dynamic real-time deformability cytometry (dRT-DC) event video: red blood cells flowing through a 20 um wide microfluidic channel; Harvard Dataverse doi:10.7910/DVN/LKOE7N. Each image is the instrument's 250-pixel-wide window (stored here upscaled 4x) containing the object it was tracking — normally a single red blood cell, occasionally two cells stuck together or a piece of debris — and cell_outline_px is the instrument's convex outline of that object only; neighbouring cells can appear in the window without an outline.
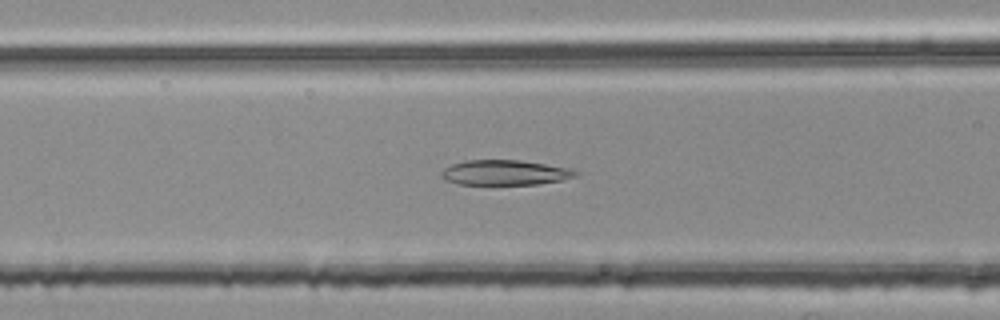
{"species": "common noctule bat (a hibernating species)", "species_latin": "Nyctalus noctula", "temperature_condition": "room temperature", "stored_images_in_passage": 41, "camera_frame_rate_fps": 3000, "um_per_image_px": 0.085, "animal": {"sex": "female", "body_mass_g": 25.1}, "frame": {"image": 1, "passage_image": 9, "time_ms": 2.667, "image_size_px": [1000, 320], "cell_outline_px": [[576, 176], [564, 180], [540, 184], [456, 184], [444, 180], [440, 176], [440, 172], [444, 168], [452, 164], [464, 160], [520, 160], [568, 168], [576, 172]], "centroid_in_image_um": [42.85, 14.67], "position_along_channel_um": 123.8, "area_um2": 19.59}}
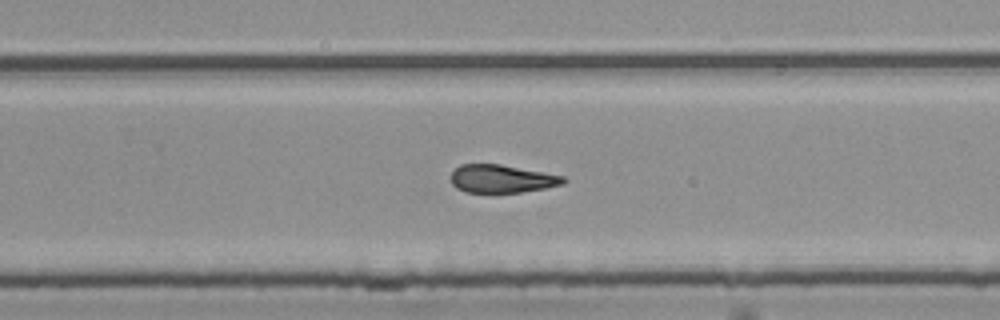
{"frame": {"image": 2, "passage_image": 22, "time_ms": 7.0, "image_size_px": [1000, 320], "cell_outline_px": [[568, 180], [564, 184], [544, 188], [520, 192], [468, 192], [456, 188], [452, 184], [448, 176], [460, 164], [500, 164], [564, 176]], "centroid_in_image_um": [42.63, 15.19], "position_along_channel_um": 287.2, "area_um2": 18.38}}
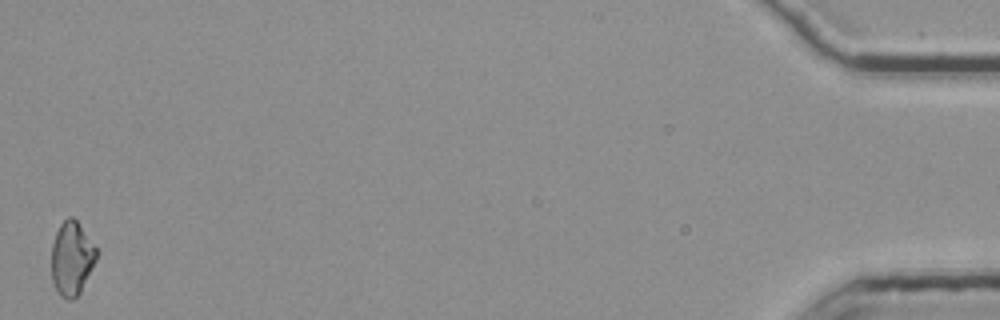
{"frame": {"image": 3, "passage_image": 41, "time_ms": 13.333, "image_size_px": [1000, 320], "cell_outline_px": [[100, 252], [80, 292], [72, 300], [68, 300], [56, 288], [52, 280], [52, 244], [56, 232], [60, 224], [68, 216], [72, 216], [76, 220]], "centroid_in_image_um": [6.12, 21.92], "position_along_channel_um": 429.1, "area_um2": 19.13}, "authors_computed_cell_mechanics": {"area_um2": 19.4208, "velocity_mm_per_s": 3.7701, "shape_relaxation_time_tau1_ms": 9.2384, "shape_relaxation_time_tau2_ms": 3.4469, "deformation_change_tau1": 0.2051, "deformation_change_tau2": 0.126}}